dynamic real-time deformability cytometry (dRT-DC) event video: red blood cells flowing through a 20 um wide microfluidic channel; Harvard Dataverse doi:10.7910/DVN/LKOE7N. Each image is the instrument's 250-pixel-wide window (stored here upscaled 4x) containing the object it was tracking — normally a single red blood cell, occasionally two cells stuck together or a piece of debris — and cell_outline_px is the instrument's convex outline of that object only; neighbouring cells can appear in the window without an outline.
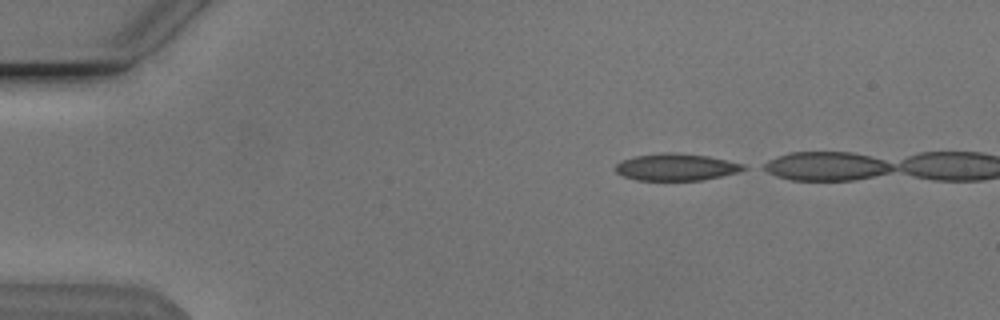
{"species": "Egyptian fruit bat (a non-hibernating species)", "species_latin": "Rousettus aegyptiacus", "temperature_condition": "cold", "stored_images_in_passage": 32, "camera_frame_rate_fps": 3000, "um_per_image_px": 0.085, "animal": {"sex": "male"}, "frame": {"image": 1, "passage_image": 1, "time_ms": 0.0, "image_size_px": [1000, 320], "cell_outline_px": [[748, 168], [736, 172], [704, 180], [636, 180], [624, 176], [616, 172], [612, 168], [620, 160], [636, 156], [660, 152], [672, 152], [708, 156], [744, 164]], "centroid_in_image_um": [57.42, 14.19], "position_along_channel_um": 27.6, "area_um2": 20.17}}
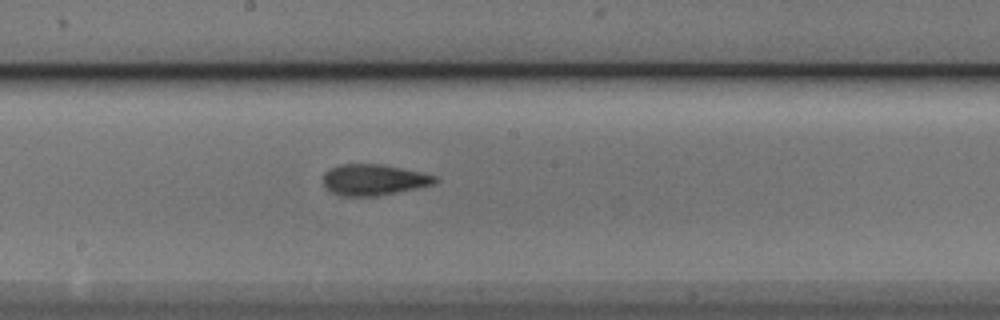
{"frame": {"image": 2, "passage_image": 21, "time_ms": 6.667, "image_size_px": [1000, 320], "cell_outline_px": [[440, 180], [432, 184], [416, 188], [376, 196], [340, 196], [332, 192], [324, 184], [324, 172], [340, 164], [384, 164], [440, 176]], "centroid_in_image_um": [31.81, 15.27], "position_along_channel_um": 216.4, "area_um2": 20.23}}
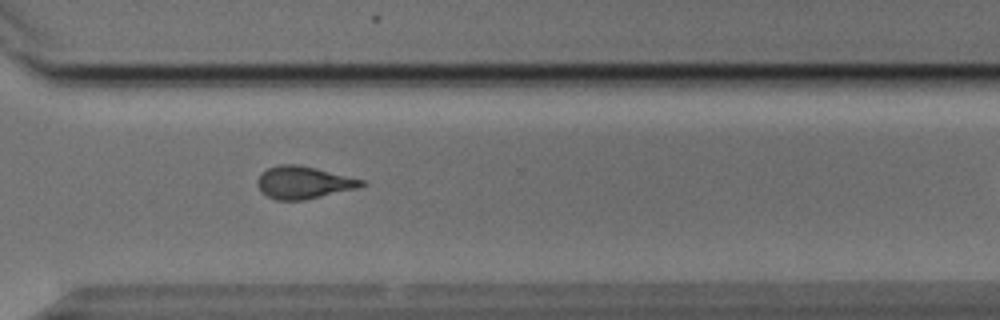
{"frame": {"image": 3, "passage_image": 31, "time_ms": 10.0, "image_size_px": [1000, 320], "cell_outline_px": [[368, 184], [356, 188], [304, 200], [276, 200], [268, 196], [256, 184], [256, 180], [268, 168], [280, 164], [296, 164], [316, 168], [364, 180]], "centroid_in_image_um": [25.81, 15.51], "position_along_channel_um": 344.8, "area_um2": 19.36}}